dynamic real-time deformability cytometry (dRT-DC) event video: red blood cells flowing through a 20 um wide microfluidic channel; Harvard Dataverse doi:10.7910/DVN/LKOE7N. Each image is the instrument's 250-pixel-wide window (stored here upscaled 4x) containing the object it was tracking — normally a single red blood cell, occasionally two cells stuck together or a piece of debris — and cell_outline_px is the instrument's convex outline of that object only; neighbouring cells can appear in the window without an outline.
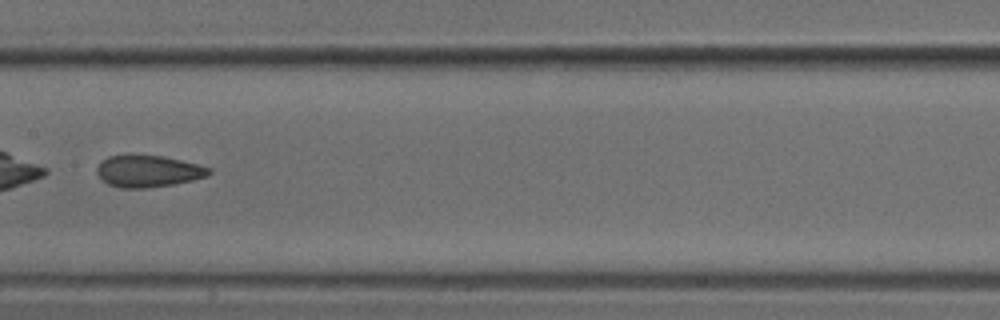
{"species": "common noctule bat (a hibernating species)", "species_latin": "Nyctalus noctula", "temperature_condition": "cold", "stored_images_in_passage": 8, "camera_frame_rate_fps": 3000, "um_per_image_px": 0.085, "animal": {"sex": "male", "body_mass_g": 18.8}, "frame": {"image": 1, "passage_image": 7, "time_ms": 2.0, "image_size_px": [1000, 320], "cell_outline_px": [[212, 172], [208, 176], [192, 180], [172, 184], [144, 188], [120, 188], [108, 184], [96, 172], [96, 168], [108, 156], [160, 156], [180, 160], [212, 168]], "centroid_in_image_um": [12.62, 14.57], "position_along_channel_um": 194.8, "area_um2": 20.29}}
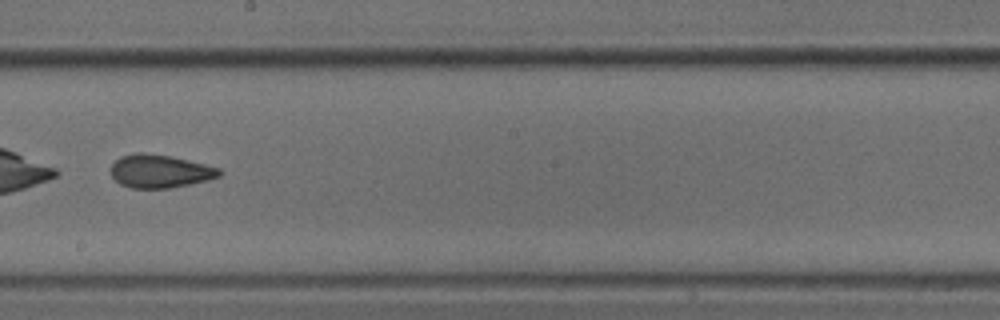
{"frame": {"image": 2, "passage_image": 8, "time_ms": 2.333, "image_size_px": [1000, 320], "cell_outline_px": [[224, 172], [220, 176], [208, 180], [168, 188], [132, 188], [120, 184], [112, 176], [112, 164], [120, 156], [136, 152], [144, 152], [172, 156], [220, 168]], "centroid_in_image_um": [13.61, 14.54], "position_along_channel_um": 234.6, "area_um2": 20.98}}